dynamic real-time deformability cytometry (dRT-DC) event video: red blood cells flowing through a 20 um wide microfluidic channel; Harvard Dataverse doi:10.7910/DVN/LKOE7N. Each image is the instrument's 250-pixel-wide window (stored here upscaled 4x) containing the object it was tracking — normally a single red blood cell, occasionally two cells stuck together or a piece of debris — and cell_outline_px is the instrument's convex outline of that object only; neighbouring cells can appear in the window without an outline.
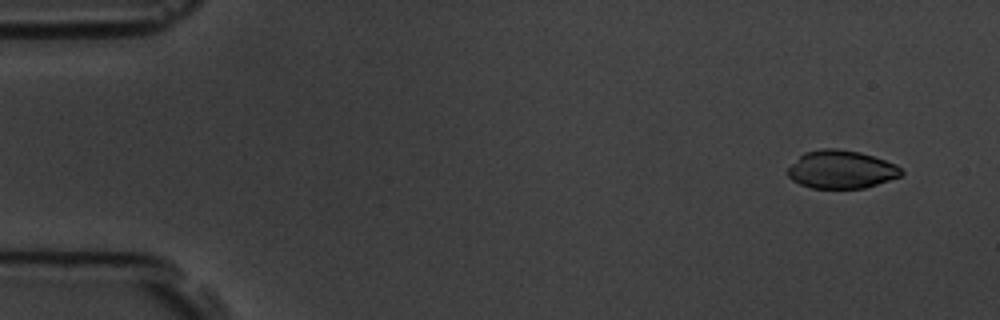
{"species": "common noctule bat (a hibernating species)", "species_latin": "Nyctalus noctula", "temperature_condition": "room temperature", "stored_images_in_passage": 6, "camera_frame_rate_fps": 3000, "um_per_image_px": 0.085, "animal": {"sex": "male", "body_mass_g": 19.5, "forearm_length_mm": 54.6}, "frame": {"image": 1, "passage_image": 1, "time_ms": 0.0, "image_size_px": [1000, 320], "cell_outline_px": [[904, 172], [900, 176], [864, 188], [812, 188], [800, 184], [792, 180], [788, 176], [788, 168], [804, 152], [820, 148], [836, 148], [860, 152], [896, 164]], "centroid_in_image_um": [71.49, 14.4], "position_along_channel_um": 13.5, "area_um2": 25.03}}
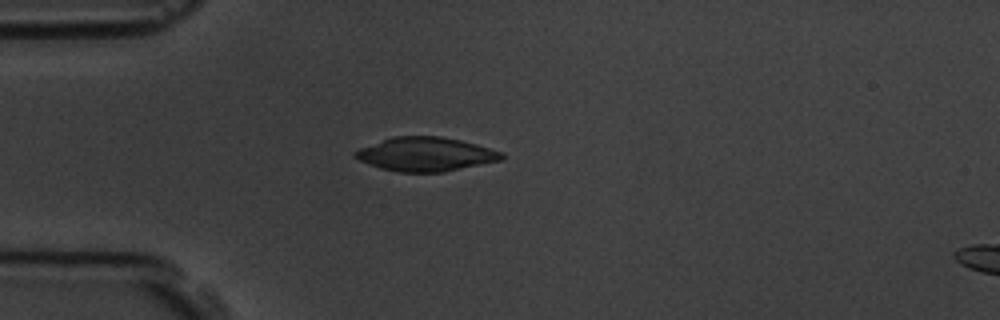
{"frame": {"image": 2, "passage_image": 4, "time_ms": 3.667, "image_size_px": [1000, 320], "cell_outline_px": [[504, 160], [444, 172], [396, 172], [380, 168], [360, 160], [352, 156], [352, 152], [360, 148], [392, 136], [440, 136], [460, 140], [476, 144], [504, 152]], "centroid_in_image_um": [36.2, 13.11], "position_along_channel_um": 48.8, "area_um2": 29.13}}
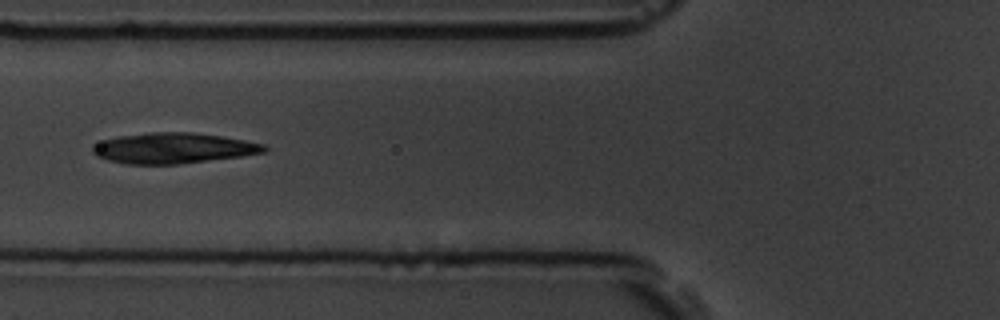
{"frame": {"image": 3, "passage_image": 6, "time_ms": 5.667, "image_size_px": [1000, 320], "cell_outline_px": [[268, 148], [264, 152], [240, 156], [176, 164], [124, 164], [108, 160], [96, 156], [92, 152], [92, 144], [104, 140], [120, 136], [148, 132], [192, 132], [220, 136], [244, 140], [264, 144]], "centroid_in_image_um": [14.68, 12.59], "position_along_channel_um": 111.1, "area_um2": 30.4}}